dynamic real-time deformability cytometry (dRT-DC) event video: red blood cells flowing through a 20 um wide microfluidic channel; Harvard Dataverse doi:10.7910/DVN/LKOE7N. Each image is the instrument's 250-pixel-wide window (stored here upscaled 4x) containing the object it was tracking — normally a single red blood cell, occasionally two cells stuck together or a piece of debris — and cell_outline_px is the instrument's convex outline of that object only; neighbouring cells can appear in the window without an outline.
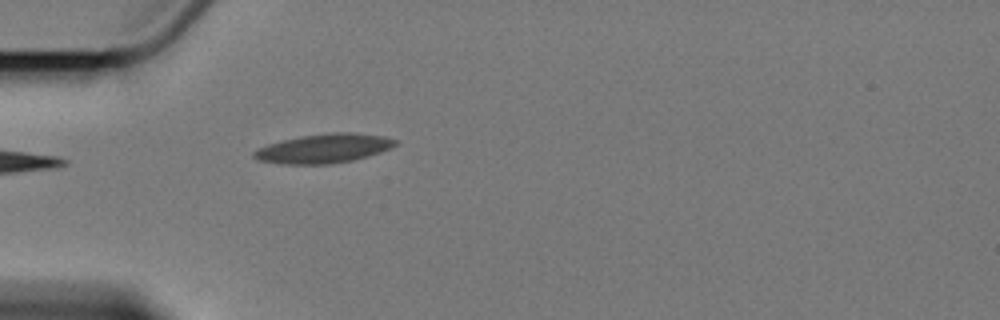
{"species": "Egyptian fruit bat (a non-hibernating species)", "species_latin": "Rousettus aegyptiacus", "temperature_condition": "cold", "stored_images_in_passage": 4, "camera_frame_rate_fps": 3000, "um_per_image_px": 0.085, "animal": {"sex": "female"}, "frame": {"image": 1, "passage_image": 4, "time_ms": 3.667, "image_size_px": [1000, 320], "cell_outline_px": [[400, 140], [392, 148], [380, 152], [352, 160], [328, 164], [280, 164], [256, 160], [252, 156], [252, 152], [256, 148], [268, 144], [300, 136], [332, 132], [352, 132], [384, 136]], "centroid_in_image_um": [27.51, 12.61], "position_along_channel_um": 57.5, "area_um2": 24.16}}